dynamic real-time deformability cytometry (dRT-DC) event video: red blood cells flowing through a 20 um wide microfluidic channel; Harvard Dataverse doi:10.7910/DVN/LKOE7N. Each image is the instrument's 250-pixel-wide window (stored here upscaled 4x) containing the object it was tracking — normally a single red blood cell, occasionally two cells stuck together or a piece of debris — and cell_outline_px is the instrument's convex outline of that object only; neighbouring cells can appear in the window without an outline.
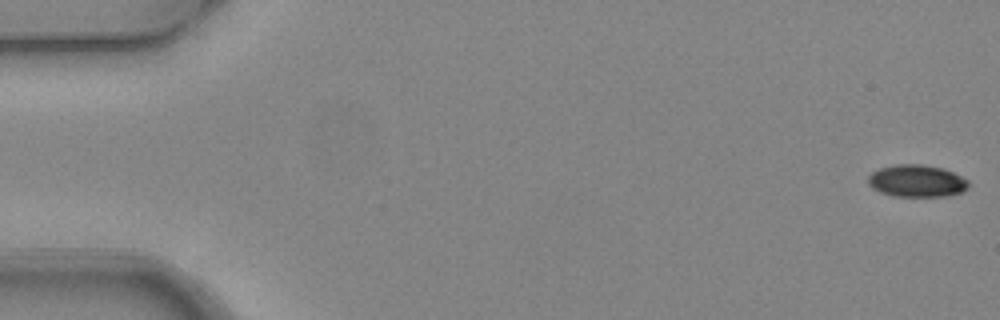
{"species": "common noctule bat (a hibernating species)", "species_latin": "Nyctalus noctula", "temperature_condition": "warm", "stored_images_in_passage": 5, "camera_frame_rate_fps": 3000, "um_per_image_px": 0.085, "animal": {"sex": "female", "body_mass_g": 24.6, "forearm_length_mm": 56.2}, "frame": {"image": 1, "passage_image": 1, "time_ms": 0.0, "image_size_px": [1000, 320], "cell_outline_px": [[968, 188], [960, 192], [944, 196], [896, 196], [880, 192], [872, 188], [868, 184], [868, 176], [872, 172], [880, 168], [896, 164], [920, 164], [944, 168], [968, 180]], "centroid_in_image_um": [77.9, 15.37], "position_along_channel_um": 7.1, "area_um2": 18.73}}
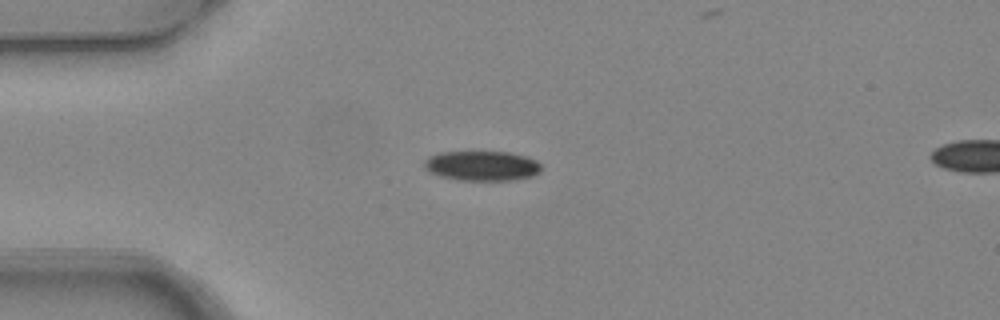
{"frame": {"image": 2, "passage_image": 4, "time_ms": 1.0, "image_size_px": [1000, 320], "cell_outline_px": [[544, 168], [540, 172], [532, 176], [516, 180], [460, 180], [440, 176], [432, 172], [424, 164], [424, 160], [428, 156], [440, 152], [508, 152], [528, 156], [536, 160]], "centroid_in_image_um": [41.03, 14.09], "position_along_channel_um": 44.0, "area_um2": 20.4}}